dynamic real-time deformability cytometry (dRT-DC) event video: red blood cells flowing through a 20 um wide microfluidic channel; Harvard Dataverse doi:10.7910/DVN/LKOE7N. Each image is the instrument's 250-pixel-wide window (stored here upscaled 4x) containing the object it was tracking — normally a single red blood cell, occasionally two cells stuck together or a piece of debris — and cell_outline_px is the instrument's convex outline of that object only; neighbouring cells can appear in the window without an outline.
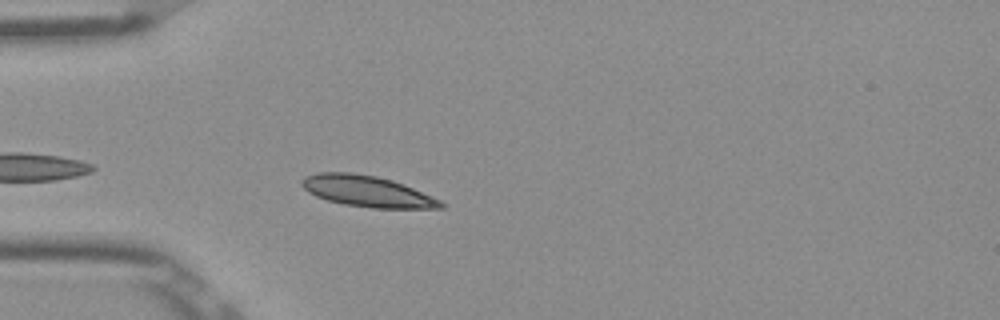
{"species": "Egyptian fruit bat (a non-hibernating species)", "species_latin": "Rousettus aegyptiacus", "temperature_condition": "room temperature", "stored_images_in_passage": 21, "camera_frame_rate_fps": 3000, "um_per_image_px": 0.085, "frame": {"image": 1, "passage_image": 4, "time_ms": 1.0, "image_size_px": [1000, 320], "cell_outline_px": [[444, 208], [372, 208], [344, 204], [328, 200], [316, 196], [308, 192], [300, 184], [300, 180], [304, 176], [320, 172], [352, 172], [376, 176], [392, 180], [432, 196], [440, 200], [444, 204]], "centroid_in_image_um": [31.17, 16.25], "position_along_channel_um": 53.8, "area_um2": 25.09}}
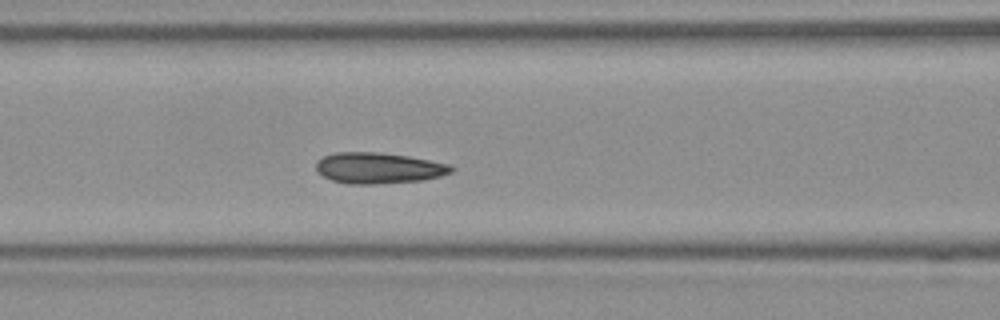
{"frame": {"image": 2, "passage_image": 11, "time_ms": 3.333, "image_size_px": [1000, 320], "cell_outline_px": [[456, 168], [452, 172], [440, 176], [420, 180], [372, 184], [348, 184], [332, 180], [316, 172], [316, 160], [324, 156], [336, 152], [380, 152], [408, 156], [448, 164]], "centroid_in_image_um": [32.14, 14.27], "position_along_channel_um": 134.5, "area_um2": 24.33}}
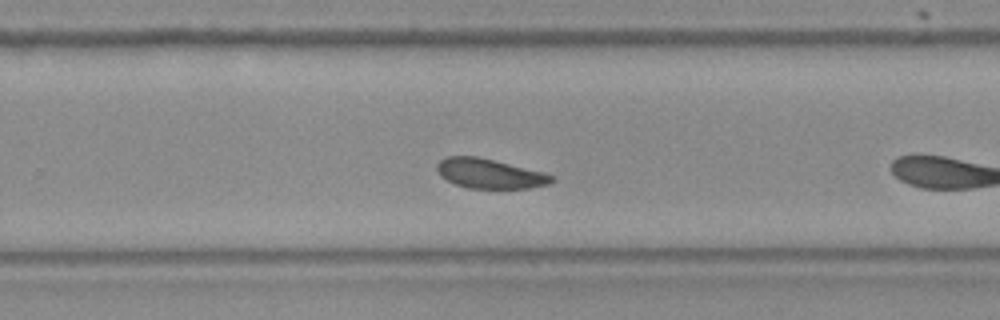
{"frame": {"image": 3, "passage_image": 20, "time_ms": 6.333, "image_size_px": [1000, 320], "cell_outline_px": [[556, 180], [548, 184], [528, 188], [468, 188], [456, 184], [440, 176], [436, 168], [436, 164], [440, 160], [448, 156], [476, 156], [544, 172], [556, 176]], "centroid_in_image_um": [41.64, 14.75], "position_along_channel_um": 288.2, "area_um2": 19.77}}